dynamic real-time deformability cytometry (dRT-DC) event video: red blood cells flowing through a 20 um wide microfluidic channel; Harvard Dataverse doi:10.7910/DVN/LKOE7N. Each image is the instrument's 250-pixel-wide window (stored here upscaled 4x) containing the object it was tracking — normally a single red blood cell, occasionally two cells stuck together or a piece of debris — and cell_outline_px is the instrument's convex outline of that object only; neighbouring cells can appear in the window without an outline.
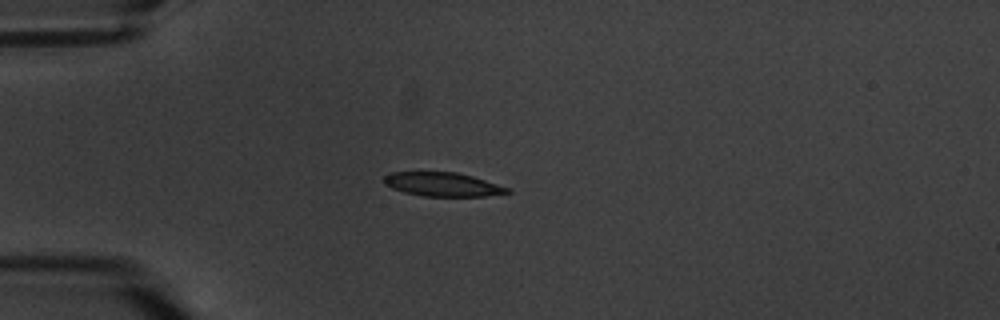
{"species": "common noctule bat (a hibernating species)", "species_latin": "Nyctalus noctula", "temperature_condition": "warm", "stored_images_in_passage": 12, "camera_frame_rate_fps": 3000, "um_per_image_px": 0.085, "animal": {"sex": "male", "body_mass_g": 20.1, "forearm_length_mm": 53.5}, "frame": {"image": 1, "passage_image": 3, "time_ms": 3.333, "image_size_px": [1000, 320], "cell_outline_px": [[512, 192], [484, 196], [424, 196], [404, 192], [392, 188], [384, 184], [384, 176], [392, 172], [456, 172], [472, 176], [512, 188]], "centroid_in_image_um": [37.65, 15.67], "position_along_channel_um": 47.3, "area_um2": 17.17}}
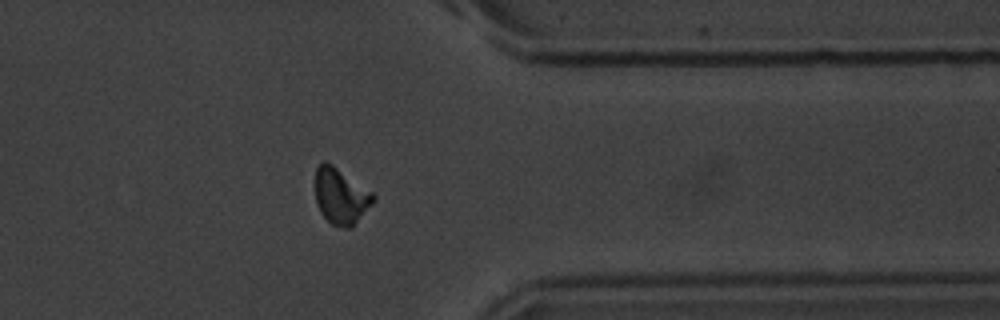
{"frame": {"image": 2, "passage_image": 12, "time_ms": 14.0, "image_size_px": [1000, 320], "cell_outline_px": [[376, 200], [352, 228], [344, 228], [332, 224], [320, 212], [316, 204], [316, 168], [324, 160], [332, 164], [372, 192], [376, 196]], "centroid_in_image_um": [28.98, 16.69], "position_along_channel_um": 382.4, "area_um2": 18.9}, "authors_computed_cell_mechanics": {"area_um2": 18.1492, "velocity_mm_per_s": 3.3906, "shape_relaxation_time_tau1_ms": 3.1867, "shape_relaxation_time_tau2_ms": 3.9273, "deformation_change_tau1": 0.1237, "deformation_change_tau2": 0.0814}}